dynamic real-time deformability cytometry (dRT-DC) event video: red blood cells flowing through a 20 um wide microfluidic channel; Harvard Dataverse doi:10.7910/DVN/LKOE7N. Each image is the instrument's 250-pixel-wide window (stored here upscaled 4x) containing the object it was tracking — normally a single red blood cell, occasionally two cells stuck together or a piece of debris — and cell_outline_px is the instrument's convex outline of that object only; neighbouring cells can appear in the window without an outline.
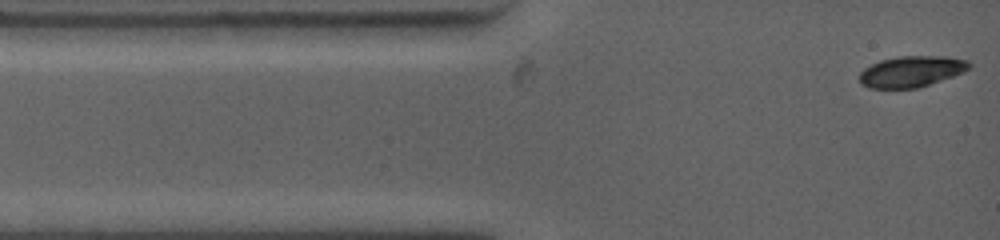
{"species": "common noctule bat (a hibernating species)", "species_latin": "Nyctalus noctula", "temperature_condition": "warm", "stored_images_in_passage": 92, "camera_frame_rate_fps": 4500, "um_per_image_px": 0.085, "animal": {"sex": "female", "body_mass_g": 19.0, "forearm_length_mm": 53.3}, "frame": {"image": 1, "passage_image": 1, "time_ms": 0.0, "image_size_px": [1000, 240], "cell_outline_px": [[972, 64], [964, 72], [916, 88], [868, 88], [860, 84], [860, 72], [864, 68], [880, 60], [900, 56], [944, 56], [968, 60]], "centroid_in_image_um": [77.45, 6.07], "position_along_channel_um": 7.6, "area_um2": 19.71}}
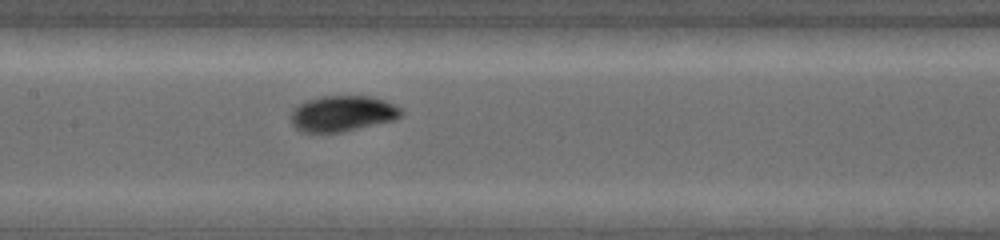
{"frame": {"image": 2, "passage_image": 44, "time_ms": 5.556, "image_size_px": [1000, 240], "cell_outline_px": [[404, 112], [396, 120], [340, 132], [300, 132], [292, 124], [292, 112], [296, 104], [308, 100], [324, 96], [372, 96], [384, 100], [400, 108]], "centroid_in_image_um": [29.11, 9.65], "position_along_channel_um": 178.3, "area_um2": 22.95}}
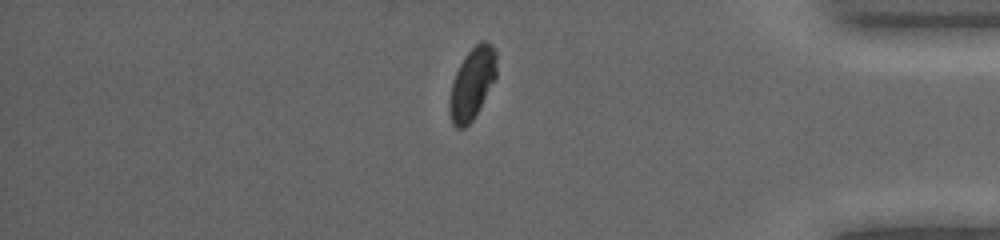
{"frame": {"image": 3, "passage_image": 82, "time_ms": 12.0, "image_size_px": [1000, 240], "cell_outline_px": [[496, 76], [472, 120], [464, 128], [456, 128], [452, 124], [448, 108], [448, 104], [452, 80], [464, 56], [480, 40], [484, 40], [492, 44], [496, 52]], "centroid_in_image_um": [40.1, 7.08], "position_along_channel_um": 395.1, "area_um2": 19.48}, "authors_computed_cell_mechanics": {"area_um2": 21.4727, "velocity_mm_per_s": 3.842, "shape_relaxation_time_tau1_ms": 2.16, "shape_relaxation_time_tau2_ms": null, "deformation_change_tau1": 0.1229, "deformation_change_tau2": null}}